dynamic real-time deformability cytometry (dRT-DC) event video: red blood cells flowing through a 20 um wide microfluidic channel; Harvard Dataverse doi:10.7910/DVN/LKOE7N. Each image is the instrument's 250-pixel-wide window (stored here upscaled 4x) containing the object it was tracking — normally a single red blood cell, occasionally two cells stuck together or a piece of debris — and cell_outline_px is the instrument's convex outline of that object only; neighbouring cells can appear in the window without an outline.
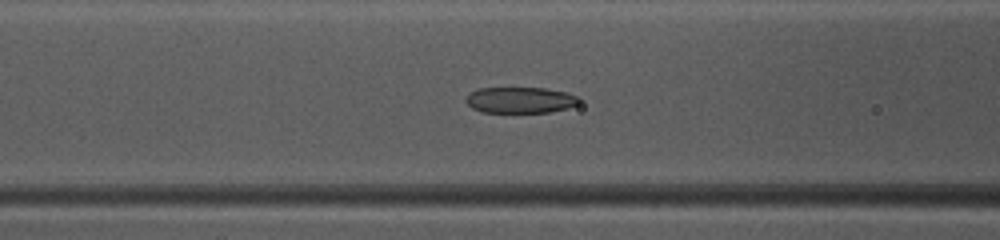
{"species": "common noctule bat (a hibernating species)", "species_latin": "Nyctalus noctula", "temperature_condition": "warm", "stored_images_in_passage": 41, "camera_frame_rate_fps": 3000, "um_per_image_px": 0.085, "animal": {"sex": "female", "body_mass_g": 10.0, "forearm_length_mm": 53.1}, "frame": {"image": 1, "passage_image": 12, "time_ms": 3.667, "image_size_px": [1000, 240], "cell_outline_px": [[580, 104], [568, 108], [548, 112], [480, 112], [472, 108], [464, 100], [472, 92], [480, 88], [544, 88], [564, 92], [580, 96]], "centroid_in_image_um": [44.26, 8.51], "position_along_channel_um": 122.3, "area_um2": 17.17}}
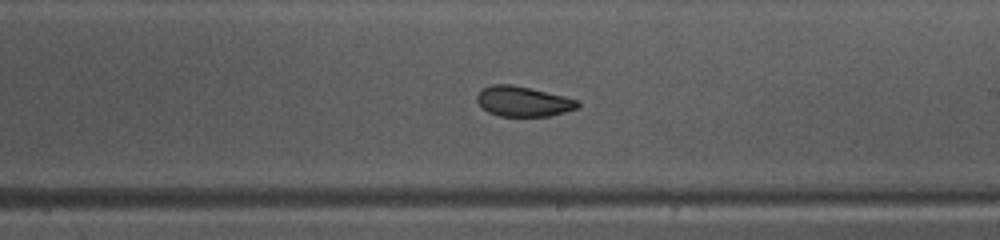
{"frame": {"image": 2, "passage_image": 21, "time_ms": 6.667, "image_size_px": [1000, 240], "cell_outline_px": [[580, 104], [576, 108], [552, 116], [500, 116], [488, 112], [476, 100], [476, 96], [484, 88], [492, 84], [512, 84], [564, 96], [580, 100]], "centroid_in_image_um": [44.48, 8.62], "position_along_channel_um": 244.5, "area_um2": 17.57}}
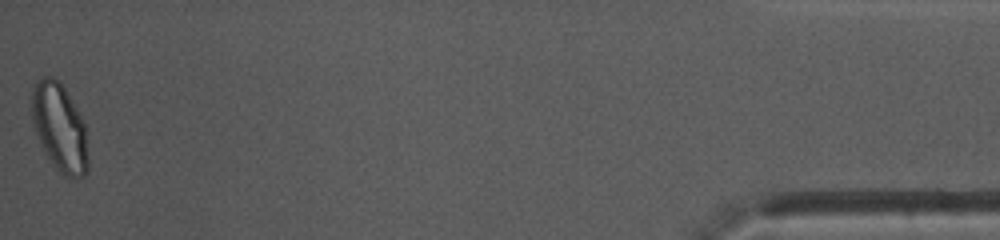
{"frame": {"image": 3, "passage_image": 41, "time_ms": 13.333, "image_size_px": [1000, 240], "cell_outline_px": [[88, 172], [84, 176], [64, 176], [60, 172], [44, 152], [36, 132], [32, 120], [32, 88], [36, 80], [40, 76], [52, 76], [64, 88], [76, 108], [84, 124], [88, 156]], "centroid_in_image_um": [5.05, 10.82], "position_along_channel_um": 430.1, "area_um2": 28.44}, "authors_computed_cell_mechanics": {"area_um2": 19.0162, "velocity_mm_per_s": 4.0595, "shape_relaxation_time_tau1_ms": 6.6353, "shape_relaxation_time_tau2_ms": 1.9094, "deformation_change_tau1": 0.1617, "deformation_change_tau2": 0.0759}}